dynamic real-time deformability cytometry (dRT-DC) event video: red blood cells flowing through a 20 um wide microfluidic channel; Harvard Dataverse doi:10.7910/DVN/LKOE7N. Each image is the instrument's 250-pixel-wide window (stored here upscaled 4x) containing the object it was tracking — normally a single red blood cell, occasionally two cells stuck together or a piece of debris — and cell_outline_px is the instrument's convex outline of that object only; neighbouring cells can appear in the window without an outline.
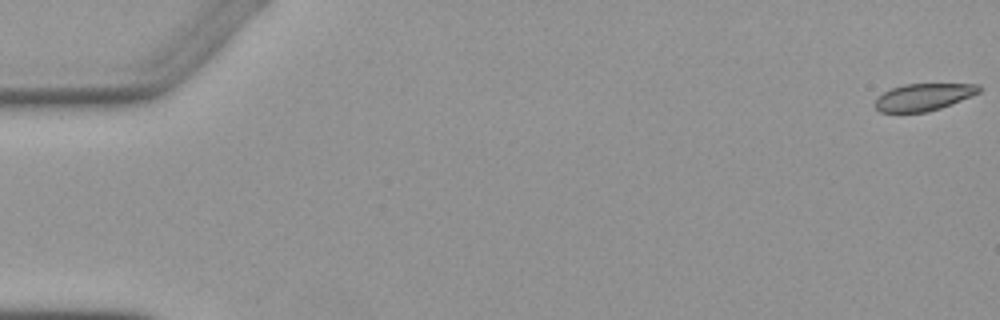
{"species": "Egyptian fruit bat (a non-hibernating species)", "species_latin": "Rousettus aegyptiacus", "temperature_condition": "warm", "stored_images_in_passage": 5, "camera_frame_rate_fps": 3000, "um_per_image_px": 0.085, "animal": {"sex": "female"}, "frame": {"image": 1, "passage_image": 1, "time_ms": 0.0, "image_size_px": [1000, 320], "cell_outline_px": [[984, 88], [980, 92], [952, 104], [928, 112], [880, 112], [872, 104], [876, 96], [892, 88], [904, 84], [980, 84]], "centroid_in_image_um": [78.49, 8.25], "position_along_channel_um": 6.5, "area_um2": 16.65}}
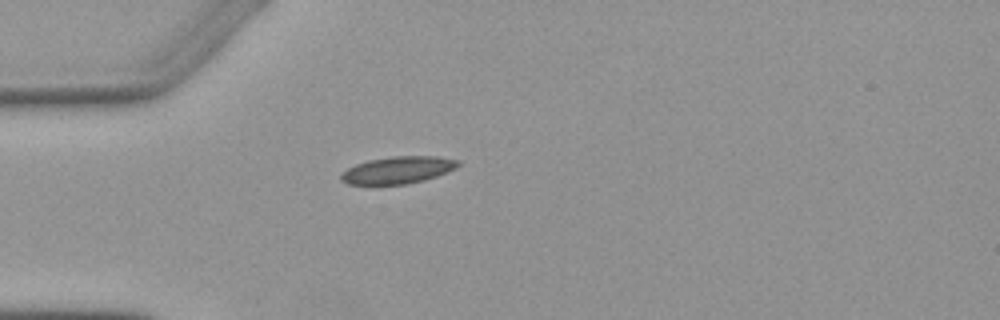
{"frame": {"image": 2, "passage_image": 4, "time_ms": 5.0, "image_size_px": [1000, 320], "cell_outline_px": [[460, 164], [456, 168], [448, 172], [424, 180], [408, 184], [348, 184], [340, 180], [340, 176], [348, 168], [356, 164], [368, 160], [392, 156], [436, 156], [460, 160]], "centroid_in_image_um": [33.85, 14.45], "position_along_channel_um": 51.1, "area_um2": 18.5}}